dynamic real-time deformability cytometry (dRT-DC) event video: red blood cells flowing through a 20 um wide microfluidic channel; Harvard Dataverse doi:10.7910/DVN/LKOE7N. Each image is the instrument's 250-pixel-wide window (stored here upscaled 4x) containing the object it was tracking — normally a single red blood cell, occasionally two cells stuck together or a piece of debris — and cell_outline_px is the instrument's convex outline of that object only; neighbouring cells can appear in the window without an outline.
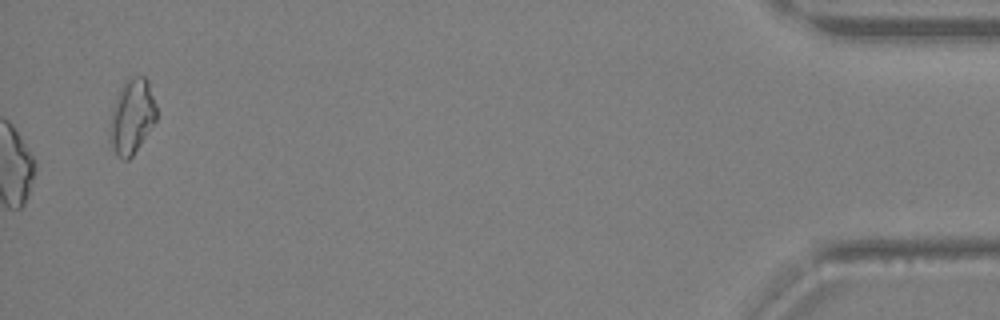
{"species": "Egyptian fruit bat (a non-hibernating species)", "species_latin": "Rousettus aegyptiacus", "temperature_condition": "warm", "stored_images_in_passage": 35, "camera_frame_rate_fps": 3000, "um_per_image_px": 0.085, "animal": {"sex": "female"}, "frame": {"image": 1, "passage_image": 35, "time_ms": 11.333, "image_size_px": [1000, 320], "cell_outline_px": [[156, 120], [132, 156], [128, 160], [124, 160], [112, 148], [108, 140], [108, 132], [112, 112], [116, 96], [124, 80], [128, 76], [144, 76], [148, 80], [156, 108]], "centroid_in_image_um": [11.18, 9.87], "position_along_channel_um": 424.0, "area_um2": 20.29}}